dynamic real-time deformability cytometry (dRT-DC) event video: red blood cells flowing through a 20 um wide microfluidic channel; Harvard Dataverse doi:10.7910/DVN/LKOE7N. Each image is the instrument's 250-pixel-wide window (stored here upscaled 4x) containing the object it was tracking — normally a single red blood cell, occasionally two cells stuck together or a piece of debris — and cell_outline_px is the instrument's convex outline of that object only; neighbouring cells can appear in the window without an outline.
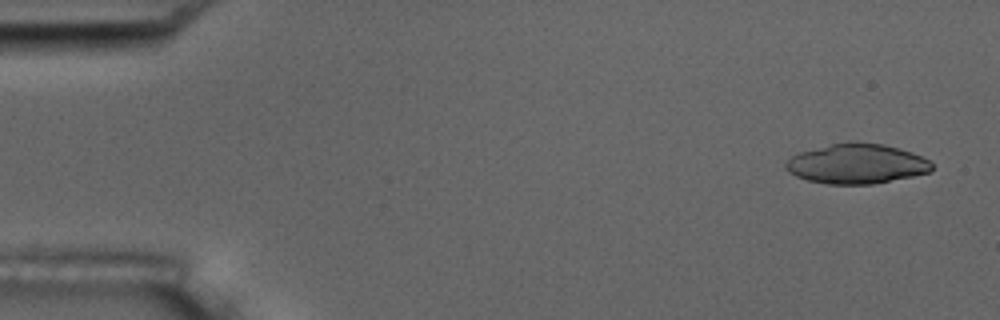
{"species": "common noctule bat (a hibernating species)", "species_latin": "Nyctalus noctula", "temperature_condition": "room temperature", "stored_images_in_passage": 6, "camera_frame_rate_fps": 3000, "um_per_image_px": 0.085, "animal": {"sex": "male", "body_mass_g": 17.5, "forearm_length_mm": 52.3}, "frame": {"image": 1, "passage_image": 1, "time_ms": 0.0, "image_size_px": [1000, 320], "cell_outline_px": [[932, 172], [872, 184], [828, 184], [808, 180], [796, 176], [788, 172], [784, 168], [784, 164], [792, 156], [800, 152], [848, 140], [884, 144], [900, 148], [912, 152], [928, 160], [932, 164]], "centroid_in_image_um": [72.81, 13.91], "position_along_channel_um": 12.2, "area_um2": 34.04}}